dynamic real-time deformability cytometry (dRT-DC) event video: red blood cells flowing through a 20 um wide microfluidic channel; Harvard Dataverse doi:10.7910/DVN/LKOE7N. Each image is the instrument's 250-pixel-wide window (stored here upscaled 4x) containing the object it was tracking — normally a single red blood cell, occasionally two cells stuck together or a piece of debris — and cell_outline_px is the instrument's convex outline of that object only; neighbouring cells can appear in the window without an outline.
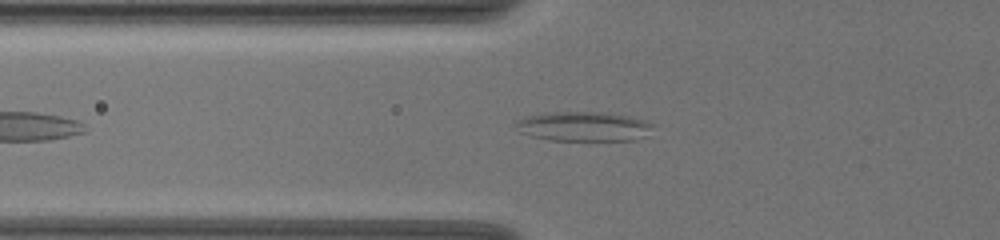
{"species": "common noctule bat (a hibernating species)", "species_latin": "Nyctalus noctula", "temperature_condition": "warm", "stored_images_in_passage": 41, "camera_frame_rate_fps": 3000, "um_per_image_px": 0.085, "animal": {"sex": "female", "body_mass_g": 19.5, "forearm_length_mm": 54.1}, "frame": {"image": 1, "passage_image": 8, "time_ms": 2.333, "image_size_px": [1000, 240], "cell_outline_px": [[652, 124], [644, 136], [636, 140], [548, 140], [532, 136], [520, 132], [516, 124], [516, 120], [524, 116], [544, 112], [608, 112], [648, 120]], "centroid_in_image_um": [49.57, 10.73], "position_along_channel_um": 76.2, "area_um2": 23.64}}
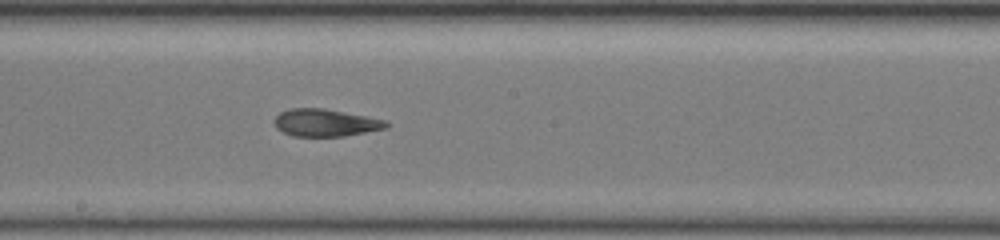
{"frame": {"image": 2, "passage_image": 20, "time_ms": 6.333, "image_size_px": [1000, 240], "cell_outline_px": [[392, 124], [388, 128], [344, 136], [292, 136], [276, 128], [272, 120], [280, 112], [288, 108], [324, 108], [388, 120]], "centroid_in_image_um": [27.69, 10.42], "position_along_channel_um": 220.5, "area_um2": 18.15}}
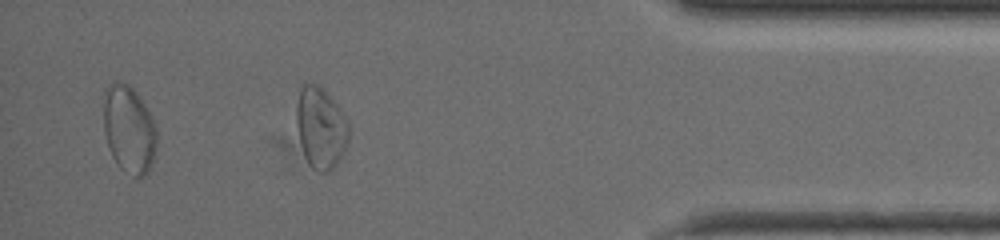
{"frame": {"image": 3, "passage_image": 38, "time_ms": 12.333, "image_size_px": [1000, 240], "cell_outline_px": [[348, 140], [344, 152], [336, 164], [328, 172], [320, 172], [312, 168], [308, 164], [304, 156], [296, 124], [296, 104], [300, 88], [304, 84], [320, 84], [324, 88], [348, 120]], "centroid_in_image_um": [27.25, 10.85], "position_along_channel_um": 408.0, "area_um2": 24.85}, "authors_computed_cell_mechanics": {"area_um2": 19.363, "velocity_mm_per_s": 3.643, "shape_relaxation_time_tau1_ms": null, "shape_relaxation_time_tau2_ms": 2.2755, "deformation_change_tau1": null, "deformation_change_tau2": 0.1067}}